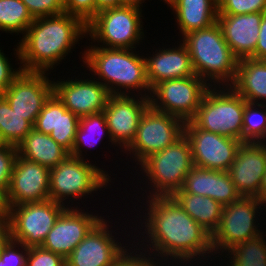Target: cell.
I'll use <instances>...</instances> for the list:
<instances>
[{"instance_id":"cell-18","label":"cell","mask_w":266,"mask_h":266,"mask_svg":"<svg viewBox=\"0 0 266 266\" xmlns=\"http://www.w3.org/2000/svg\"><path fill=\"white\" fill-rule=\"evenodd\" d=\"M85 212L76 206L67 207L48 232L46 239L41 245L51 252L62 255L65 259L74 248L85 238L90 230L103 218Z\"/></svg>"},{"instance_id":"cell-13","label":"cell","mask_w":266,"mask_h":266,"mask_svg":"<svg viewBox=\"0 0 266 266\" xmlns=\"http://www.w3.org/2000/svg\"><path fill=\"white\" fill-rule=\"evenodd\" d=\"M109 223L113 224L103 217L65 259L66 266H113L131 242L136 243L130 240L126 246L119 242V237H115L117 230Z\"/></svg>"},{"instance_id":"cell-44","label":"cell","mask_w":266,"mask_h":266,"mask_svg":"<svg viewBox=\"0 0 266 266\" xmlns=\"http://www.w3.org/2000/svg\"><path fill=\"white\" fill-rule=\"evenodd\" d=\"M95 2L98 11L120 6V0H95Z\"/></svg>"},{"instance_id":"cell-46","label":"cell","mask_w":266,"mask_h":266,"mask_svg":"<svg viewBox=\"0 0 266 266\" xmlns=\"http://www.w3.org/2000/svg\"><path fill=\"white\" fill-rule=\"evenodd\" d=\"M8 208L5 201V194L0 190V219L7 218Z\"/></svg>"},{"instance_id":"cell-7","label":"cell","mask_w":266,"mask_h":266,"mask_svg":"<svg viewBox=\"0 0 266 266\" xmlns=\"http://www.w3.org/2000/svg\"><path fill=\"white\" fill-rule=\"evenodd\" d=\"M245 105L231 86L210 87L190 121L199 129L242 141Z\"/></svg>"},{"instance_id":"cell-47","label":"cell","mask_w":266,"mask_h":266,"mask_svg":"<svg viewBox=\"0 0 266 266\" xmlns=\"http://www.w3.org/2000/svg\"><path fill=\"white\" fill-rule=\"evenodd\" d=\"M145 0H120V6H133L137 8L143 7V4Z\"/></svg>"},{"instance_id":"cell-16","label":"cell","mask_w":266,"mask_h":266,"mask_svg":"<svg viewBox=\"0 0 266 266\" xmlns=\"http://www.w3.org/2000/svg\"><path fill=\"white\" fill-rule=\"evenodd\" d=\"M149 106L150 98L145 96L111 95L109 97L103 113L110 137L115 146L119 145V148L123 149L121 153L134 139L140 118Z\"/></svg>"},{"instance_id":"cell-42","label":"cell","mask_w":266,"mask_h":266,"mask_svg":"<svg viewBox=\"0 0 266 266\" xmlns=\"http://www.w3.org/2000/svg\"><path fill=\"white\" fill-rule=\"evenodd\" d=\"M256 60H266V13L261 19L258 42L255 52L249 57Z\"/></svg>"},{"instance_id":"cell-43","label":"cell","mask_w":266,"mask_h":266,"mask_svg":"<svg viewBox=\"0 0 266 266\" xmlns=\"http://www.w3.org/2000/svg\"><path fill=\"white\" fill-rule=\"evenodd\" d=\"M10 238L11 235L9 221L7 218H2L0 219V253Z\"/></svg>"},{"instance_id":"cell-15","label":"cell","mask_w":266,"mask_h":266,"mask_svg":"<svg viewBox=\"0 0 266 266\" xmlns=\"http://www.w3.org/2000/svg\"><path fill=\"white\" fill-rule=\"evenodd\" d=\"M51 72L22 71L2 94L13 111L23 116L33 126L44 103L53 94Z\"/></svg>"},{"instance_id":"cell-35","label":"cell","mask_w":266,"mask_h":266,"mask_svg":"<svg viewBox=\"0 0 266 266\" xmlns=\"http://www.w3.org/2000/svg\"><path fill=\"white\" fill-rule=\"evenodd\" d=\"M131 246L133 247H128L113 263V266H171L168 262H163L147 252L140 251V249L134 246L133 242Z\"/></svg>"},{"instance_id":"cell-36","label":"cell","mask_w":266,"mask_h":266,"mask_svg":"<svg viewBox=\"0 0 266 266\" xmlns=\"http://www.w3.org/2000/svg\"><path fill=\"white\" fill-rule=\"evenodd\" d=\"M18 149L12 145L0 146V190L6 194L9 190L13 166Z\"/></svg>"},{"instance_id":"cell-5","label":"cell","mask_w":266,"mask_h":266,"mask_svg":"<svg viewBox=\"0 0 266 266\" xmlns=\"http://www.w3.org/2000/svg\"><path fill=\"white\" fill-rule=\"evenodd\" d=\"M140 166L138 176L141 173L144 178L138 183L146 178L147 198L172 196L183 187L185 177L194 166L187 137L183 135L174 144L147 157Z\"/></svg>"},{"instance_id":"cell-26","label":"cell","mask_w":266,"mask_h":266,"mask_svg":"<svg viewBox=\"0 0 266 266\" xmlns=\"http://www.w3.org/2000/svg\"><path fill=\"white\" fill-rule=\"evenodd\" d=\"M231 87L247 102L266 104V60L239 59Z\"/></svg>"},{"instance_id":"cell-14","label":"cell","mask_w":266,"mask_h":266,"mask_svg":"<svg viewBox=\"0 0 266 266\" xmlns=\"http://www.w3.org/2000/svg\"><path fill=\"white\" fill-rule=\"evenodd\" d=\"M184 135L191 147L193 164L211 170L228 171L243 143L238 139L199 129L191 121L185 122Z\"/></svg>"},{"instance_id":"cell-49","label":"cell","mask_w":266,"mask_h":266,"mask_svg":"<svg viewBox=\"0 0 266 266\" xmlns=\"http://www.w3.org/2000/svg\"><path fill=\"white\" fill-rule=\"evenodd\" d=\"M4 145V143L2 142L1 138H0V146Z\"/></svg>"},{"instance_id":"cell-41","label":"cell","mask_w":266,"mask_h":266,"mask_svg":"<svg viewBox=\"0 0 266 266\" xmlns=\"http://www.w3.org/2000/svg\"><path fill=\"white\" fill-rule=\"evenodd\" d=\"M0 48V95H2L7 88L12 84L13 80L22 72V68L19 67L15 70L14 66L10 63L9 57L3 53Z\"/></svg>"},{"instance_id":"cell-37","label":"cell","mask_w":266,"mask_h":266,"mask_svg":"<svg viewBox=\"0 0 266 266\" xmlns=\"http://www.w3.org/2000/svg\"><path fill=\"white\" fill-rule=\"evenodd\" d=\"M28 252L29 247L10 238L0 253V266H26Z\"/></svg>"},{"instance_id":"cell-22","label":"cell","mask_w":266,"mask_h":266,"mask_svg":"<svg viewBox=\"0 0 266 266\" xmlns=\"http://www.w3.org/2000/svg\"><path fill=\"white\" fill-rule=\"evenodd\" d=\"M263 14L217 16L224 39L238 59L249 58L255 52Z\"/></svg>"},{"instance_id":"cell-2","label":"cell","mask_w":266,"mask_h":266,"mask_svg":"<svg viewBox=\"0 0 266 266\" xmlns=\"http://www.w3.org/2000/svg\"><path fill=\"white\" fill-rule=\"evenodd\" d=\"M86 36V25L67 13L36 18L14 48L15 58L22 71L49 72Z\"/></svg>"},{"instance_id":"cell-20","label":"cell","mask_w":266,"mask_h":266,"mask_svg":"<svg viewBox=\"0 0 266 266\" xmlns=\"http://www.w3.org/2000/svg\"><path fill=\"white\" fill-rule=\"evenodd\" d=\"M266 170V142H243L228 174L241 197H257Z\"/></svg>"},{"instance_id":"cell-34","label":"cell","mask_w":266,"mask_h":266,"mask_svg":"<svg viewBox=\"0 0 266 266\" xmlns=\"http://www.w3.org/2000/svg\"><path fill=\"white\" fill-rule=\"evenodd\" d=\"M218 15L266 13V0H217Z\"/></svg>"},{"instance_id":"cell-1","label":"cell","mask_w":266,"mask_h":266,"mask_svg":"<svg viewBox=\"0 0 266 266\" xmlns=\"http://www.w3.org/2000/svg\"><path fill=\"white\" fill-rule=\"evenodd\" d=\"M143 198L146 204L140 203L147 206L141 208L143 212L140 216H135L141 221L137 222L141 224L138 227L140 232L137 226L134 229L139 233L137 236L134 234L135 240H138L135 247L161 261H168L172 266L199 265L208 262L212 255L210 261L215 260L211 234L191 218L172 196Z\"/></svg>"},{"instance_id":"cell-39","label":"cell","mask_w":266,"mask_h":266,"mask_svg":"<svg viewBox=\"0 0 266 266\" xmlns=\"http://www.w3.org/2000/svg\"><path fill=\"white\" fill-rule=\"evenodd\" d=\"M64 13L75 16L87 25L99 12L95 0H63Z\"/></svg>"},{"instance_id":"cell-32","label":"cell","mask_w":266,"mask_h":266,"mask_svg":"<svg viewBox=\"0 0 266 266\" xmlns=\"http://www.w3.org/2000/svg\"><path fill=\"white\" fill-rule=\"evenodd\" d=\"M34 18L21 0H0V31L25 35Z\"/></svg>"},{"instance_id":"cell-29","label":"cell","mask_w":266,"mask_h":266,"mask_svg":"<svg viewBox=\"0 0 266 266\" xmlns=\"http://www.w3.org/2000/svg\"><path fill=\"white\" fill-rule=\"evenodd\" d=\"M104 136L108 137V141L111 142L113 146L115 145L110 137L106 117L103 112L80 117L72 153L70 155L85 159L86 155H84L83 151L85 149L90 150V148L98 145V142L101 141V139H104Z\"/></svg>"},{"instance_id":"cell-45","label":"cell","mask_w":266,"mask_h":266,"mask_svg":"<svg viewBox=\"0 0 266 266\" xmlns=\"http://www.w3.org/2000/svg\"><path fill=\"white\" fill-rule=\"evenodd\" d=\"M256 198H258L260 202L266 206V170L262 178L258 196Z\"/></svg>"},{"instance_id":"cell-25","label":"cell","mask_w":266,"mask_h":266,"mask_svg":"<svg viewBox=\"0 0 266 266\" xmlns=\"http://www.w3.org/2000/svg\"><path fill=\"white\" fill-rule=\"evenodd\" d=\"M217 0H173L168 7L176 15V25L182 35L207 28L217 22Z\"/></svg>"},{"instance_id":"cell-11","label":"cell","mask_w":266,"mask_h":266,"mask_svg":"<svg viewBox=\"0 0 266 266\" xmlns=\"http://www.w3.org/2000/svg\"><path fill=\"white\" fill-rule=\"evenodd\" d=\"M66 208L51 199L9 207L7 219L11 239L26 247L41 246Z\"/></svg>"},{"instance_id":"cell-40","label":"cell","mask_w":266,"mask_h":266,"mask_svg":"<svg viewBox=\"0 0 266 266\" xmlns=\"http://www.w3.org/2000/svg\"><path fill=\"white\" fill-rule=\"evenodd\" d=\"M34 19L64 13L63 0H21Z\"/></svg>"},{"instance_id":"cell-23","label":"cell","mask_w":266,"mask_h":266,"mask_svg":"<svg viewBox=\"0 0 266 266\" xmlns=\"http://www.w3.org/2000/svg\"><path fill=\"white\" fill-rule=\"evenodd\" d=\"M173 48H159L151 56L144 57L146 76L151 89L159 82L195 76L191 57L180 41ZM161 49V50H160Z\"/></svg>"},{"instance_id":"cell-9","label":"cell","mask_w":266,"mask_h":266,"mask_svg":"<svg viewBox=\"0 0 266 266\" xmlns=\"http://www.w3.org/2000/svg\"><path fill=\"white\" fill-rule=\"evenodd\" d=\"M264 208L265 205L256 197H241L236 202L223 206L219 225L211 235L212 249L216 259L219 255L222 257V253L235 244L264 233L258 228L260 224L257 223L256 225L257 220H259L258 216L260 214L265 215V213H261Z\"/></svg>"},{"instance_id":"cell-17","label":"cell","mask_w":266,"mask_h":266,"mask_svg":"<svg viewBox=\"0 0 266 266\" xmlns=\"http://www.w3.org/2000/svg\"><path fill=\"white\" fill-rule=\"evenodd\" d=\"M79 75L71 80L53 79V93L64 104V106L76 116L103 112L111 94L108 89L98 80L79 78ZM92 79V80H91Z\"/></svg>"},{"instance_id":"cell-8","label":"cell","mask_w":266,"mask_h":266,"mask_svg":"<svg viewBox=\"0 0 266 266\" xmlns=\"http://www.w3.org/2000/svg\"><path fill=\"white\" fill-rule=\"evenodd\" d=\"M141 17L142 9L133 6L103 9L86 25L87 37L100 47L135 49L145 35Z\"/></svg>"},{"instance_id":"cell-24","label":"cell","mask_w":266,"mask_h":266,"mask_svg":"<svg viewBox=\"0 0 266 266\" xmlns=\"http://www.w3.org/2000/svg\"><path fill=\"white\" fill-rule=\"evenodd\" d=\"M184 192L208 196L223 206L241 198L227 171L211 170L193 166L185 177Z\"/></svg>"},{"instance_id":"cell-3","label":"cell","mask_w":266,"mask_h":266,"mask_svg":"<svg viewBox=\"0 0 266 266\" xmlns=\"http://www.w3.org/2000/svg\"><path fill=\"white\" fill-rule=\"evenodd\" d=\"M137 53L136 49L106 48L91 43L82 53V62L93 73L92 78L97 75L98 78L94 79L101 82L111 95H133L136 92L134 95L150 98L152 89L146 76L145 55Z\"/></svg>"},{"instance_id":"cell-38","label":"cell","mask_w":266,"mask_h":266,"mask_svg":"<svg viewBox=\"0 0 266 266\" xmlns=\"http://www.w3.org/2000/svg\"><path fill=\"white\" fill-rule=\"evenodd\" d=\"M26 266H66L65 258L42 246L29 247Z\"/></svg>"},{"instance_id":"cell-6","label":"cell","mask_w":266,"mask_h":266,"mask_svg":"<svg viewBox=\"0 0 266 266\" xmlns=\"http://www.w3.org/2000/svg\"><path fill=\"white\" fill-rule=\"evenodd\" d=\"M86 159L69 155L56 167L50 169L49 195L51 200L66 207H73L75 200L82 202L84 196L86 198L92 195V192L97 193L98 190L101 191L102 188L109 186V182L112 183L107 171L95 166L96 164L90 162L88 158ZM70 202L72 206L69 205Z\"/></svg>"},{"instance_id":"cell-48","label":"cell","mask_w":266,"mask_h":266,"mask_svg":"<svg viewBox=\"0 0 266 266\" xmlns=\"http://www.w3.org/2000/svg\"><path fill=\"white\" fill-rule=\"evenodd\" d=\"M166 4H170L173 0H163Z\"/></svg>"},{"instance_id":"cell-21","label":"cell","mask_w":266,"mask_h":266,"mask_svg":"<svg viewBox=\"0 0 266 266\" xmlns=\"http://www.w3.org/2000/svg\"><path fill=\"white\" fill-rule=\"evenodd\" d=\"M79 119L53 93L44 103L33 128L50 135L51 138L71 154Z\"/></svg>"},{"instance_id":"cell-33","label":"cell","mask_w":266,"mask_h":266,"mask_svg":"<svg viewBox=\"0 0 266 266\" xmlns=\"http://www.w3.org/2000/svg\"><path fill=\"white\" fill-rule=\"evenodd\" d=\"M242 142H266V104L246 101Z\"/></svg>"},{"instance_id":"cell-19","label":"cell","mask_w":266,"mask_h":266,"mask_svg":"<svg viewBox=\"0 0 266 266\" xmlns=\"http://www.w3.org/2000/svg\"><path fill=\"white\" fill-rule=\"evenodd\" d=\"M49 178L50 169L17 155L5 194L7 208L50 199Z\"/></svg>"},{"instance_id":"cell-12","label":"cell","mask_w":266,"mask_h":266,"mask_svg":"<svg viewBox=\"0 0 266 266\" xmlns=\"http://www.w3.org/2000/svg\"><path fill=\"white\" fill-rule=\"evenodd\" d=\"M209 88L197 75L162 81L151 90L150 106L187 122L196 114Z\"/></svg>"},{"instance_id":"cell-30","label":"cell","mask_w":266,"mask_h":266,"mask_svg":"<svg viewBox=\"0 0 266 266\" xmlns=\"http://www.w3.org/2000/svg\"><path fill=\"white\" fill-rule=\"evenodd\" d=\"M264 233L245 242L235 244L222 254L227 266H266V237ZM228 256V257H227ZM231 261V262H230Z\"/></svg>"},{"instance_id":"cell-27","label":"cell","mask_w":266,"mask_h":266,"mask_svg":"<svg viewBox=\"0 0 266 266\" xmlns=\"http://www.w3.org/2000/svg\"><path fill=\"white\" fill-rule=\"evenodd\" d=\"M17 149L19 156L48 169L56 167L70 155L50 135L37 131L35 128L31 129Z\"/></svg>"},{"instance_id":"cell-31","label":"cell","mask_w":266,"mask_h":266,"mask_svg":"<svg viewBox=\"0 0 266 266\" xmlns=\"http://www.w3.org/2000/svg\"><path fill=\"white\" fill-rule=\"evenodd\" d=\"M33 125L12 110L8 101L0 95V138L6 145L17 147Z\"/></svg>"},{"instance_id":"cell-28","label":"cell","mask_w":266,"mask_h":266,"mask_svg":"<svg viewBox=\"0 0 266 266\" xmlns=\"http://www.w3.org/2000/svg\"><path fill=\"white\" fill-rule=\"evenodd\" d=\"M172 197L182 209L211 235L217 229L223 211V205L208 196L184 192L182 189Z\"/></svg>"},{"instance_id":"cell-4","label":"cell","mask_w":266,"mask_h":266,"mask_svg":"<svg viewBox=\"0 0 266 266\" xmlns=\"http://www.w3.org/2000/svg\"><path fill=\"white\" fill-rule=\"evenodd\" d=\"M181 39L190 54L195 75L210 87L231 86L234 83L239 59L225 41L218 22L186 34Z\"/></svg>"},{"instance_id":"cell-10","label":"cell","mask_w":266,"mask_h":266,"mask_svg":"<svg viewBox=\"0 0 266 266\" xmlns=\"http://www.w3.org/2000/svg\"><path fill=\"white\" fill-rule=\"evenodd\" d=\"M185 122L149 106L140 118L131 144L122 151L140 165L147 157L174 144L184 135ZM127 152V153H126ZM129 154V155H128Z\"/></svg>"}]
</instances>
